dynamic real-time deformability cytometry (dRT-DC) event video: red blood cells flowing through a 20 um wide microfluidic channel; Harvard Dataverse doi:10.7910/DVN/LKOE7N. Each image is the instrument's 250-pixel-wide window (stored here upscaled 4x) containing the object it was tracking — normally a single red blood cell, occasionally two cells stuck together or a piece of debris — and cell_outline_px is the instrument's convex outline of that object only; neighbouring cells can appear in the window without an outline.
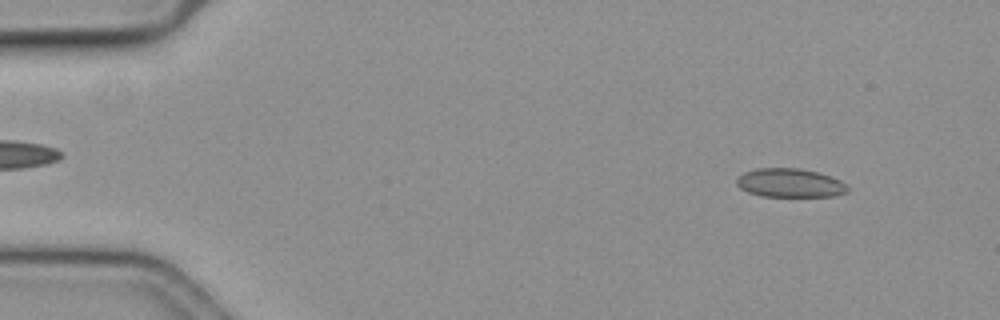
{"species": "common noctule bat (a hibernating species)", "species_latin": "Nyctalus noctula", "temperature_condition": "cold", "stored_images_in_passage": 56, "camera_frame_rate_fps": 3000, "um_per_image_px": 0.085, "animal": {"sex": "female", "body_mass_g": 19.3, "forearm_length_mm": 54.1}, "frame": {"image": 1, "passage_image": 6, "time_ms": 1.667, "image_size_px": [1000, 320], "cell_outline_px": [[848, 192], [832, 196], [760, 196], [748, 192], [740, 188], [736, 184], [736, 180], [744, 172], [756, 168], [800, 168], [816, 172], [840, 180], [848, 188]], "centroid_in_image_um": [67.11, 15.55], "position_along_channel_um": 17.9, "area_um2": 18.44}}
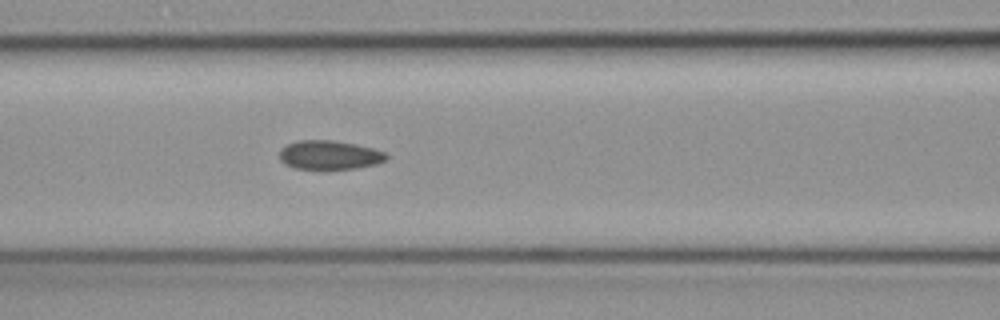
{"frame": {"image": 2, "passage_image": 25, "time_ms": 8.0, "image_size_px": [1000, 320], "cell_outline_px": [[388, 156], [384, 160], [376, 164], [356, 168], [324, 172], [320, 172], [296, 168], [284, 164], [280, 160], [280, 148], [288, 144], [300, 140], [332, 140], [356, 144], [372, 148], [384, 152]], "centroid_in_image_um": [27.96, 13.22], "position_along_channel_um": 138.6, "area_um2": 18.67}}
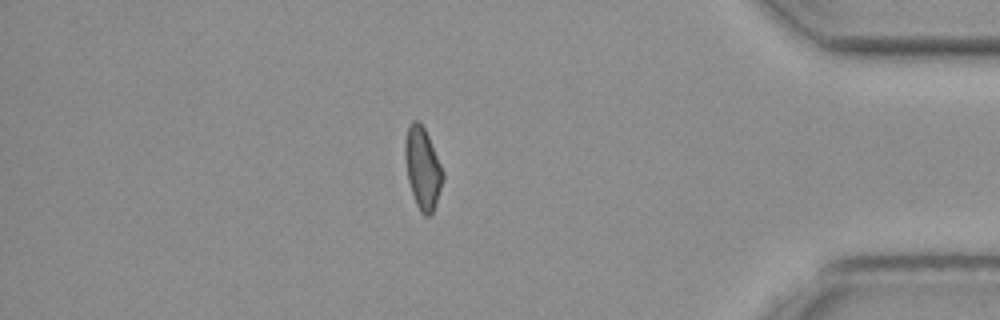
{"frame": {"image": 3, "passage_image": 50, "time_ms": 16.333, "image_size_px": [1000, 320], "cell_outline_px": [[444, 180], [432, 212], [428, 216], [424, 216], [420, 212], [416, 204], [408, 180], [404, 156], [404, 144], [408, 124], [412, 120], [420, 120], [428, 136], [444, 172]], "centroid_in_image_um": [35.91, 14.26], "position_along_channel_um": 399.3, "area_um2": 18.03}}